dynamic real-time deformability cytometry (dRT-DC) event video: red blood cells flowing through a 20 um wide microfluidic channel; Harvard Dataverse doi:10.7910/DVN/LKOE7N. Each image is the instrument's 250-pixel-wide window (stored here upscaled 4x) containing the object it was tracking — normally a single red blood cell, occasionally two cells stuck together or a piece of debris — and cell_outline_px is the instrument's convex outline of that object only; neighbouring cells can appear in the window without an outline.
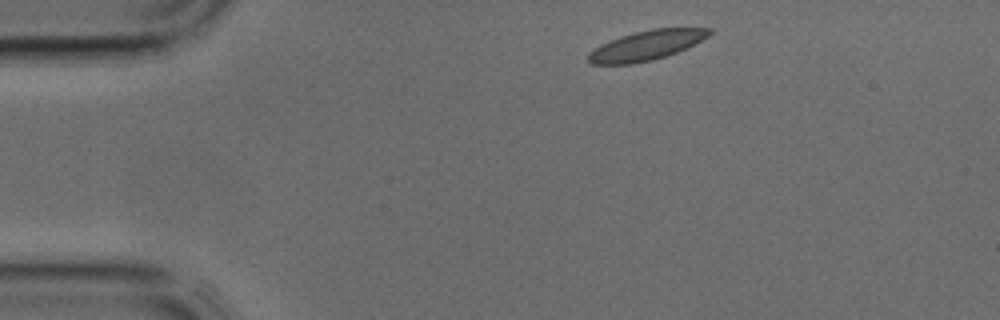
{"species": "common noctule bat (a hibernating species)", "species_latin": "Nyctalus noctula", "temperature_condition": "cold", "stored_images_in_passage": 2, "camera_frame_rate_fps": 3000, "um_per_image_px": 0.085, "animal": {"sex": "male", "body_mass_g": 17.9, "forearm_length_mm": 54.2}, "frame": {"image": 1, "passage_image": 1, "time_ms": 0.0, "image_size_px": [1000, 320], "cell_outline_px": [[712, 32], [708, 36], [676, 52], [652, 60], [632, 64], [592, 64], [588, 60], [588, 52], [600, 44], [620, 36], [652, 28], [712, 28]], "centroid_in_image_um": [54.89, 3.85], "position_along_channel_um": 30.1, "area_um2": 20.63}}